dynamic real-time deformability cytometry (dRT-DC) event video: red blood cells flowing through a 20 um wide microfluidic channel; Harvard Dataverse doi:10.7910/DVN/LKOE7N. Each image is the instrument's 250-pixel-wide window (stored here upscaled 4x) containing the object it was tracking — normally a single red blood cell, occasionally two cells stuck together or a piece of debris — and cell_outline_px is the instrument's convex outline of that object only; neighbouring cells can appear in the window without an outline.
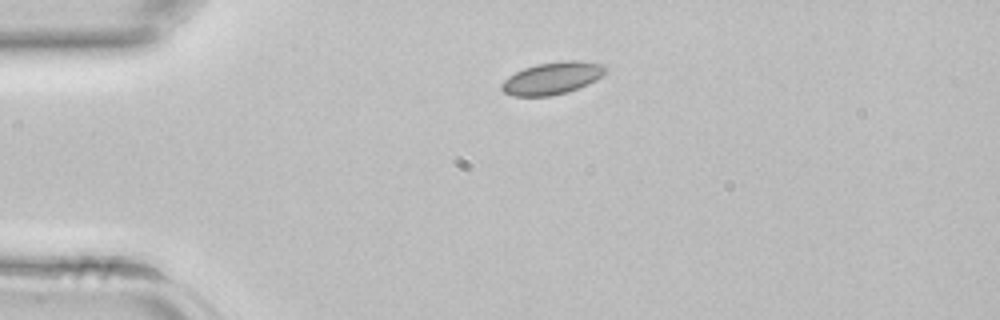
{"species": "common noctule bat (a hibernating species)", "species_latin": "Nyctalus noctula", "temperature_condition": "room temperature", "stored_images_in_passage": 34, "camera_frame_rate_fps": 3000, "um_per_image_px": 0.085, "animal": {"sex": "female", "body_mass_g": 22.7, "forearm_length_mm": 54.2}, "frame": {"image": 1, "passage_image": 1, "time_ms": 0.0, "image_size_px": [1000, 320], "cell_outline_px": [[608, 68], [596, 80], [588, 84], [568, 92], [548, 96], [512, 96], [504, 92], [500, 88], [500, 84], [508, 76], [524, 68], [536, 64], [564, 60], [576, 60], [604, 64]], "centroid_in_image_um": [46.93, 6.64], "position_along_channel_um": 38.1, "area_um2": 19.59}}
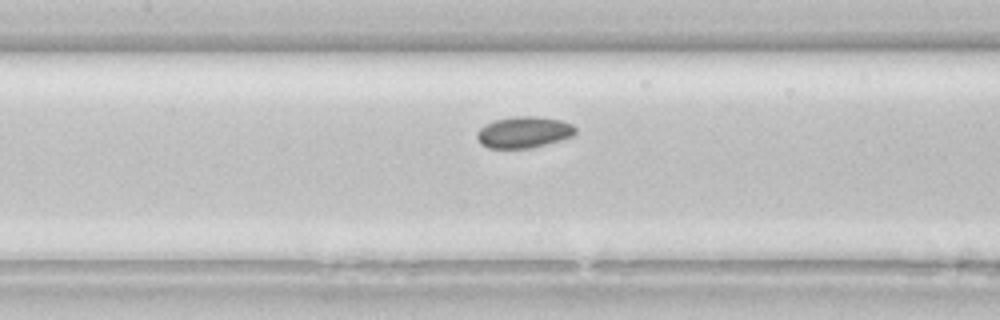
{"frame": {"image": 2, "passage_image": 11, "time_ms": 3.333, "image_size_px": [1000, 320], "cell_outline_px": [[576, 132], [572, 136], [532, 148], [488, 148], [480, 144], [476, 136], [476, 132], [484, 124], [496, 120], [512, 116], [536, 116], [560, 120], [572, 124], [576, 128]], "centroid_in_image_um": [44.49, 11.23], "position_along_channel_um": 162.9, "area_um2": 18.03}}
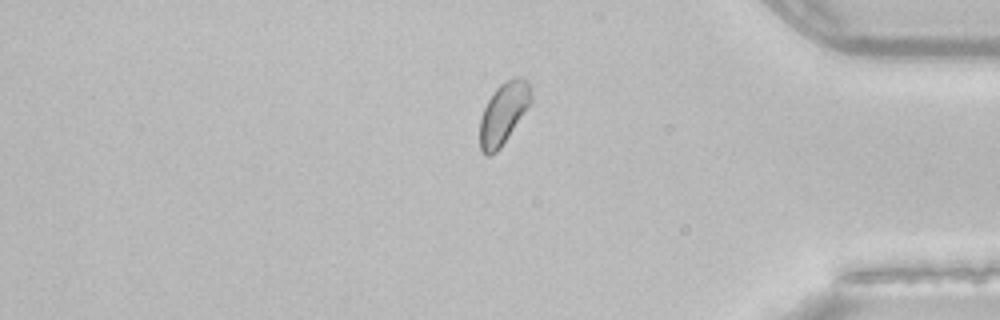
{"frame": {"image": 3, "passage_image": 27, "time_ms": 8.667, "image_size_px": [1000, 320], "cell_outline_px": [[532, 100], [500, 148], [496, 152], [488, 156], [484, 156], [480, 148], [480, 120], [484, 108], [488, 100], [496, 88], [500, 84], [516, 76], [524, 76], [528, 80], [532, 92]], "centroid_in_image_um": [42.8, 9.6], "position_along_channel_um": 392.4, "area_um2": 18.21}}